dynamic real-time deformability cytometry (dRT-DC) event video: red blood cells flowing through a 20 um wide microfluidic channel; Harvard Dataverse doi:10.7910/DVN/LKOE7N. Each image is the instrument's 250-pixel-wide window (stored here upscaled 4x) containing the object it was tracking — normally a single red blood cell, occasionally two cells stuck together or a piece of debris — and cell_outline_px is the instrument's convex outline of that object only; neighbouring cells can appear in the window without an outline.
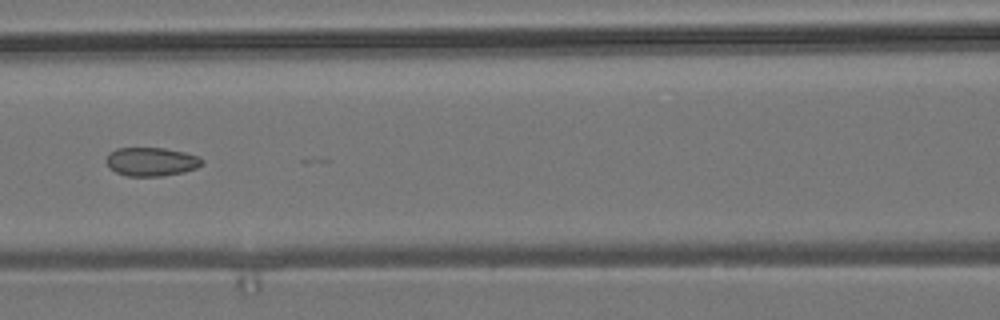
{"species": "common noctule bat (a hibernating species)", "species_latin": "Nyctalus noctula", "temperature_condition": "room temperature", "stored_images_in_passage": 4, "segment_of_instrument_passage": [1, 2], "camera_frame_rate_fps": 3000, "um_per_image_px": 0.085, "animal": {"sex": "male", "body_mass_g": 19.2, "forearm_length_mm": 51.8}, "frame": {"image": 1, "passage_image": 3, "time_ms": 2.333, "image_size_px": [1000, 320], "cell_outline_px": [[204, 164], [196, 168], [184, 172], [160, 176], [128, 176], [116, 172], [108, 168], [108, 152], [116, 148], [164, 148], [184, 152], [200, 156], [204, 160]], "centroid_in_image_um": [12.9, 13.74], "position_along_channel_um": 153.7, "area_um2": 16.07}}